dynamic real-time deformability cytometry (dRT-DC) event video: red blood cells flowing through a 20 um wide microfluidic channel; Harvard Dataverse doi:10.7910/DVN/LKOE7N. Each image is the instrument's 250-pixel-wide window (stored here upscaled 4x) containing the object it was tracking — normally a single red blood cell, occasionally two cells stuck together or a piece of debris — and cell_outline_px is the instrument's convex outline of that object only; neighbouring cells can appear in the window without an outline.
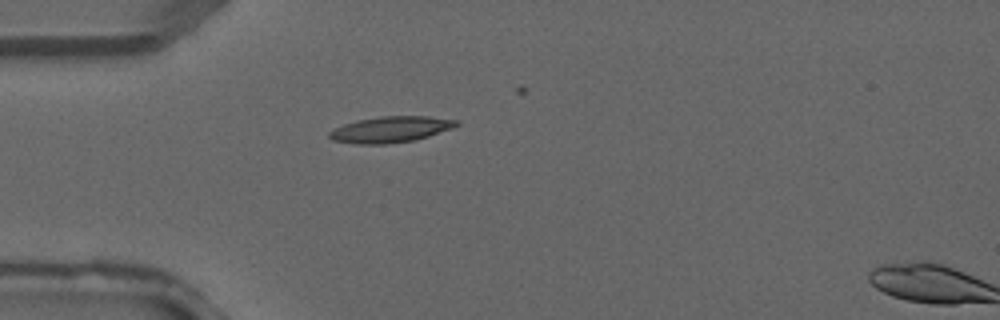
{"species": "common noctule bat (a hibernating species)", "species_latin": "Nyctalus noctula", "temperature_condition": "warm", "stored_images_in_passage": 2, "camera_frame_rate_fps": 3000, "um_per_image_px": 0.085, "animal": {"sex": "male", "forearm_length_mm": 52.5}, "frame": {"image": 1, "passage_image": 1, "time_ms": 0.0, "image_size_px": [1000, 320], "cell_outline_px": [[460, 124], [452, 128], [416, 140], [384, 144], [360, 144], [332, 140], [328, 136], [328, 132], [344, 124], [356, 120], [380, 116], [428, 116], [460, 120]], "centroid_in_image_um": [33.22, 10.99], "position_along_channel_um": 51.8, "area_um2": 19.31}}